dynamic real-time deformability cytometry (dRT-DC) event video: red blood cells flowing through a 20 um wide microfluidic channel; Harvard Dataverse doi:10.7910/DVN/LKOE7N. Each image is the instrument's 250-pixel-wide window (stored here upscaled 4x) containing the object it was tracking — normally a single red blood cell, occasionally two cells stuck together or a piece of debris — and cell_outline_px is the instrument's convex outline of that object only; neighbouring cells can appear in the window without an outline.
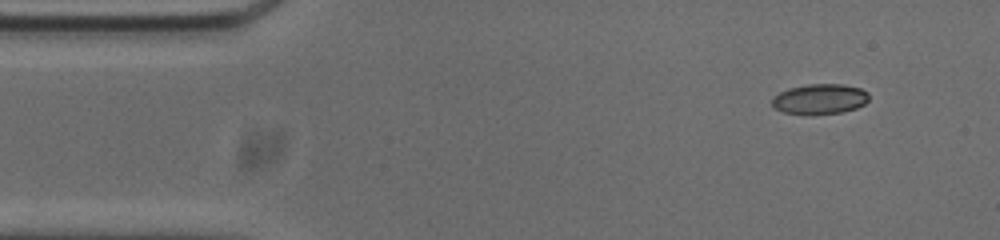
{"species": "common noctule bat (a hibernating species)", "species_latin": "Nyctalus noctula", "temperature_condition": "cold", "stored_images_in_passage": 49, "camera_frame_rate_fps": 3000, "um_per_image_px": 0.085, "animal": {"sex": "male", "body_mass_g": 20.0, "forearm_length_mm": 53.3}, "frame": {"image": 1, "passage_image": 1, "time_ms": 0.0, "image_size_px": [1000, 240], "cell_outline_px": [[868, 100], [864, 104], [856, 108], [840, 112], [812, 116], [808, 116], [784, 112], [772, 108], [772, 96], [788, 88], [808, 84], [844, 84], [860, 88], [868, 92]], "centroid_in_image_um": [69.64, 8.43], "position_along_channel_um": 15.4, "area_um2": 17.46}}
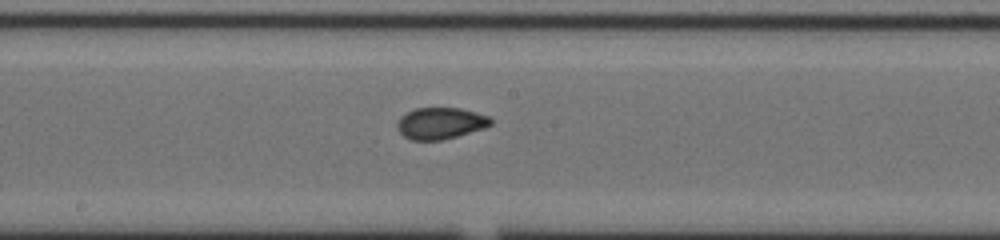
{"frame": {"image": 2, "passage_image": 23, "time_ms": 7.333, "image_size_px": [1000, 240], "cell_outline_px": [[492, 124], [484, 128], [456, 136], [440, 140], [412, 140], [404, 136], [396, 128], [396, 124], [400, 116], [416, 108], [460, 108], [476, 112], [488, 116], [492, 120]], "centroid_in_image_um": [37.42, 10.47], "position_along_channel_um": 210.8, "area_um2": 17.11}}
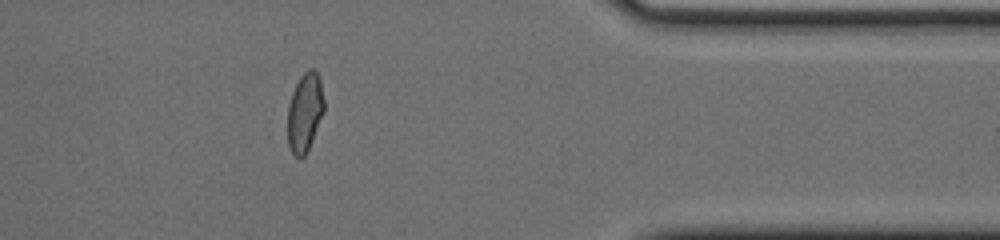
{"frame": {"image": 3, "passage_image": 39, "time_ms": 12.667, "image_size_px": [1000, 240], "cell_outline_px": [[324, 112], [312, 140], [304, 156], [300, 160], [288, 148], [288, 104], [292, 92], [300, 76], [308, 68], [312, 68], [320, 76], [324, 100]], "centroid_in_image_um": [25.91, 9.52], "position_along_channel_um": 385.5, "area_um2": 16.88}, "authors_computed_cell_mechanics": {"area_um2": 17.3978, "velocity_mm_per_s": 3.7645, "shape_relaxation_time_tau1_ms": null, "shape_relaxation_time_tau2_ms": 0.9256, "deformation_change_tau1": null, "deformation_change_tau2": 0.0506}}